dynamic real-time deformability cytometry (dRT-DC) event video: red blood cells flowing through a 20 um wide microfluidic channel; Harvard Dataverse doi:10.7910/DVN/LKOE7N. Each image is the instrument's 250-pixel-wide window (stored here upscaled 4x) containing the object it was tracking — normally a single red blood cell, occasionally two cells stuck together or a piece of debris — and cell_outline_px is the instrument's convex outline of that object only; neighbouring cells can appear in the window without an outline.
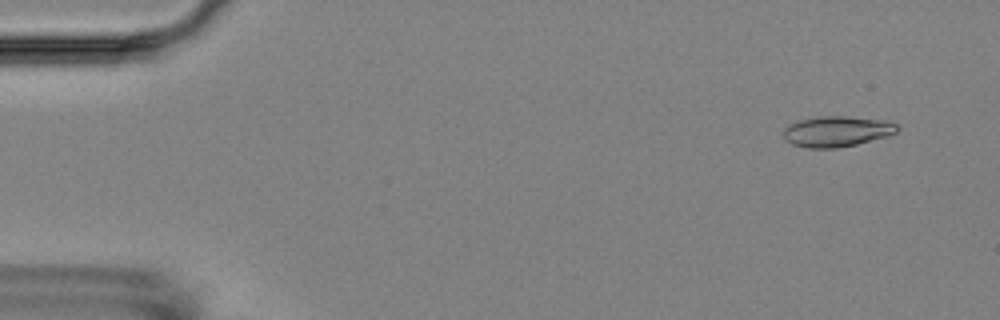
{"species": "Egyptian fruit bat (a non-hibernating species)", "species_latin": "Rousettus aegyptiacus", "temperature_condition": "room temperature", "stored_images_in_passage": 4, "camera_frame_rate_fps": 3000, "um_per_image_px": 0.085, "animal": {"sex": "female"}, "frame": {"image": 1, "passage_image": 1, "time_ms": 0.0, "image_size_px": [1000, 320], "cell_outline_px": [[900, 128], [896, 132], [888, 136], [856, 144], [836, 148], [808, 148], [792, 144], [784, 140], [784, 128], [788, 124], [800, 120], [820, 116], [848, 116], [884, 120], [896, 124]], "centroid_in_image_um": [71.12, 11.17], "position_along_channel_um": 13.9, "area_um2": 20.35}}